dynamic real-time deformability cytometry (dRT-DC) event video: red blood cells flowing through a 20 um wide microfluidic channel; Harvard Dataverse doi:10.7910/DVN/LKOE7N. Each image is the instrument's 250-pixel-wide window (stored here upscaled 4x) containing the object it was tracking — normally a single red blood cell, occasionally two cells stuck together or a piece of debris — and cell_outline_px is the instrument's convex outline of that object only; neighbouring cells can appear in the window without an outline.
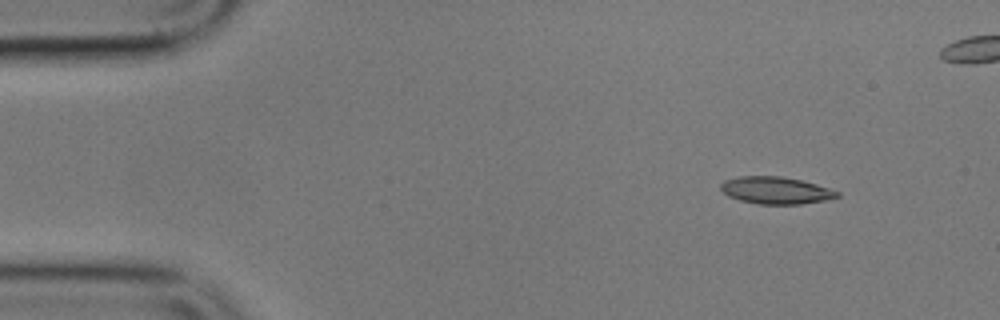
{"species": "common noctule bat (a hibernating species)", "species_latin": "Nyctalus noctula", "temperature_condition": "cold", "stored_images_in_passage": 5, "camera_frame_rate_fps": 3000, "um_per_image_px": 0.085, "animal": {"sex": "male", "body_mass_g": 17.9}, "frame": {"image": 1, "passage_image": 1, "time_ms": 0.0, "image_size_px": [1000, 320], "cell_outline_px": [[840, 196], [824, 200], [800, 204], [760, 204], [740, 200], [728, 196], [720, 188], [720, 184], [724, 180], [740, 176], [780, 176], [800, 180], [816, 184], [840, 192]], "centroid_in_image_um": [65.92, 16.18], "position_along_channel_um": 19.1, "area_um2": 18.26}}
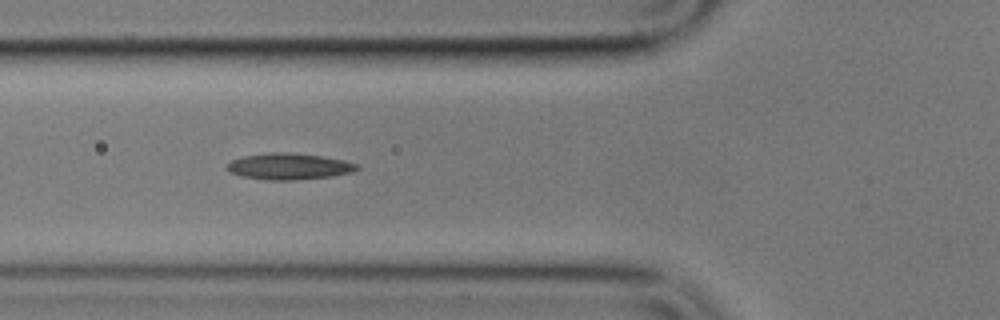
{"frame": {"image": 2, "passage_image": 5, "time_ms": 4.667, "image_size_px": [1000, 320], "cell_outline_px": [[360, 168], [352, 172], [332, 176], [292, 180], [268, 180], [240, 176], [228, 172], [228, 164], [232, 160], [244, 156], [268, 152], [284, 152], [320, 156], [344, 160], [360, 164]], "centroid_in_image_um": [24.58, 14.14], "position_along_channel_um": 101.2, "area_um2": 19.88}}